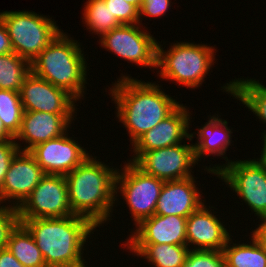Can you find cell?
<instances>
[{"label": "cell", "instance_id": "277c9868", "mask_svg": "<svg viewBox=\"0 0 266 267\" xmlns=\"http://www.w3.org/2000/svg\"><path fill=\"white\" fill-rule=\"evenodd\" d=\"M62 31L32 62L31 72L68 91L78 101L84 98L87 62L81 43Z\"/></svg>", "mask_w": 266, "mask_h": 267}, {"label": "cell", "instance_id": "603a6c76", "mask_svg": "<svg viewBox=\"0 0 266 267\" xmlns=\"http://www.w3.org/2000/svg\"><path fill=\"white\" fill-rule=\"evenodd\" d=\"M7 248L24 267H47L31 233L22 223L12 232Z\"/></svg>", "mask_w": 266, "mask_h": 267}, {"label": "cell", "instance_id": "836d02e7", "mask_svg": "<svg viewBox=\"0 0 266 267\" xmlns=\"http://www.w3.org/2000/svg\"><path fill=\"white\" fill-rule=\"evenodd\" d=\"M259 221H262V222L261 224L257 226L256 229H254L251 232V237L255 239V241L259 244V246L266 253V217L263 219H260Z\"/></svg>", "mask_w": 266, "mask_h": 267}, {"label": "cell", "instance_id": "83f0119b", "mask_svg": "<svg viewBox=\"0 0 266 267\" xmlns=\"http://www.w3.org/2000/svg\"><path fill=\"white\" fill-rule=\"evenodd\" d=\"M8 204L0 203V249L7 248L12 232L21 223L18 208Z\"/></svg>", "mask_w": 266, "mask_h": 267}, {"label": "cell", "instance_id": "9a60e30c", "mask_svg": "<svg viewBox=\"0 0 266 267\" xmlns=\"http://www.w3.org/2000/svg\"><path fill=\"white\" fill-rule=\"evenodd\" d=\"M45 176L29 151L19 150L11 160L0 191V203L19 207ZM13 204V205H12Z\"/></svg>", "mask_w": 266, "mask_h": 267}, {"label": "cell", "instance_id": "d6986e66", "mask_svg": "<svg viewBox=\"0 0 266 267\" xmlns=\"http://www.w3.org/2000/svg\"><path fill=\"white\" fill-rule=\"evenodd\" d=\"M195 178L191 176L180 180L165 181L154 214L187 218L196 211L205 200L201 198L203 197L200 194L202 191L197 187Z\"/></svg>", "mask_w": 266, "mask_h": 267}, {"label": "cell", "instance_id": "44dd1931", "mask_svg": "<svg viewBox=\"0 0 266 267\" xmlns=\"http://www.w3.org/2000/svg\"><path fill=\"white\" fill-rule=\"evenodd\" d=\"M237 100H240L249 111L253 112L258 119L266 124V86L254 78H235L234 81L221 87ZM262 138L266 139V131L262 132Z\"/></svg>", "mask_w": 266, "mask_h": 267}, {"label": "cell", "instance_id": "8d00e7d4", "mask_svg": "<svg viewBox=\"0 0 266 267\" xmlns=\"http://www.w3.org/2000/svg\"><path fill=\"white\" fill-rule=\"evenodd\" d=\"M263 140V148L261 151V155L259 157V159L257 158V160L262 164V166L265 168L266 170V139H262Z\"/></svg>", "mask_w": 266, "mask_h": 267}, {"label": "cell", "instance_id": "e575fe53", "mask_svg": "<svg viewBox=\"0 0 266 267\" xmlns=\"http://www.w3.org/2000/svg\"><path fill=\"white\" fill-rule=\"evenodd\" d=\"M0 267H24L8 248L0 249Z\"/></svg>", "mask_w": 266, "mask_h": 267}, {"label": "cell", "instance_id": "d4e9b609", "mask_svg": "<svg viewBox=\"0 0 266 267\" xmlns=\"http://www.w3.org/2000/svg\"><path fill=\"white\" fill-rule=\"evenodd\" d=\"M31 73V63L15 52L0 55V89L19 92Z\"/></svg>", "mask_w": 266, "mask_h": 267}, {"label": "cell", "instance_id": "30bf717a", "mask_svg": "<svg viewBox=\"0 0 266 267\" xmlns=\"http://www.w3.org/2000/svg\"><path fill=\"white\" fill-rule=\"evenodd\" d=\"M20 219L63 218L73 216L64 175L45 174L18 207Z\"/></svg>", "mask_w": 266, "mask_h": 267}, {"label": "cell", "instance_id": "7402d4cb", "mask_svg": "<svg viewBox=\"0 0 266 267\" xmlns=\"http://www.w3.org/2000/svg\"><path fill=\"white\" fill-rule=\"evenodd\" d=\"M123 248L143 257L153 267H185L186 259L190 251L187 245L174 244H122ZM136 254V255H135Z\"/></svg>", "mask_w": 266, "mask_h": 267}, {"label": "cell", "instance_id": "cb8c5ba5", "mask_svg": "<svg viewBox=\"0 0 266 267\" xmlns=\"http://www.w3.org/2000/svg\"><path fill=\"white\" fill-rule=\"evenodd\" d=\"M231 240L232 237L222 250L226 267H266V253L253 237L252 242L242 244H234Z\"/></svg>", "mask_w": 266, "mask_h": 267}, {"label": "cell", "instance_id": "f1b7e54d", "mask_svg": "<svg viewBox=\"0 0 266 267\" xmlns=\"http://www.w3.org/2000/svg\"><path fill=\"white\" fill-rule=\"evenodd\" d=\"M185 267H226L222 251L190 250Z\"/></svg>", "mask_w": 266, "mask_h": 267}, {"label": "cell", "instance_id": "4316f807", "mask_svg": "<svg viewBox=\"0 0 266 267\" xmlns=\"http://www.w3.org/2000/svg\"><path fill=\"white\" fill-rule=\"evenodd\" d=\"M23 114L19 92L0 89V119L14 137L20 130Z\"/></svg>", "mask_w": 266, "mask_h": 267}, {"label": "cell", "instance_id": "7a4b0ae2", "mask_svg": "<svg viewBox=\"0 0 266 267\" xmlns=\"http://www.w3.org/2000/svg\"><path fill=\"white\" fill-rule=\"evenodd\" d=\"M96 158L89 155L72 172L65 175V178L73 214L87 218L99 228L105 222L111 221L119 168L106 165Z\"/></svg>", "mask_w": 266, "mask_h": 267}, {"label": "cell", "instance_id": "8fae6325", "mask_svg": "<svg viewBox=\"0 0 266 267\" xmlns=\"http://www.w3.org/2000/svg\"><path fill=\"white\" fill-rule=\"evenodd\" d=\"M134 164L145 174L165 181L180 180L192 175L198 164L193 144L179 143L144 152Z\"/></svg>", "mask_w": 266, "mask_h": 267}, {"label": "cell", "instance_id": "6da1fadb", "mask_svg": "<svg viewBox=\"0 0 266 267\" xmlns=\"http://www.w3.org/2000/svg\"><path fill=\"white\" fill-rule=\"evenodd\" d=\"M109 88L116 117L130 136L131 145L145 132L169 116L181 103L161 89L156 82H143L123 75ZM117 106V107H116Z\"/></svg>", "mask_w": 266, "mask_h": 267}, {"label": "cell", "instance_id": "484cf974", "mask_svg": "<svg viewBox=\"0 0 266 267\" xmlns=\"http://www.w3.org/2000/svg\"><path fill=\"white\" fill-rule=\"evenodd\" d=\"M83 9V20L89 32L99 38L121 24L111 13L109 5L104 0H88Z\"/></svg>", "mask_w": 266, "mask_h": 267}, {"label": "cell", "instance_id": "8992f818", "mask_svg": "<svg viewBox=\"0 0 266 267\" xmlns=\"http://www.w3.org/2000/svg\"><path fill=\"white\" fill-rule=\"evenodd\" d=\"M13 52L30 63L63 31L56 21L33 11L0 12Z\"/></svg>", "mask_w": 266, "mask_h": 267}, {"label": "cell", "instance_id": "3957f363", "mask_svg": "<svg viewBox=\"0 0 266 267\" xmlns=\"http://www.w3.org/2000/svg\"><path fill=\"white\" fill-rule=\"evenodd\" d=\"M20 220L31 233L47 267H87L84 246L97 230L90 220L78 215Z\"/></svg>", "mask_w": 266, "mask_h": 267}, {"label": "cell", "instance_id": "9c48e42d", "mask_svg": "<svg viewBox=\"0 0 266 267\" xmlns=\"http://www.w3.org/2000/svg\"><path fill=\"white\" fill-rule=\"evenodd\" d=\"M140 24L120 25L99 38L101 48L139 67L156 69L157 39Z\"/></svg>", "mask_w": 266, "mask_h": 267}, {"label": "cell", "instance_id": "ffe728a7", "mask_svg": "<svg viewBox=\"0 0 266 267\" xmlns=\"http://www.w3.org/2000/svg\"><path fill=\"white\" fill-rule=\"evenodd\" d=\"M210 117L205 125L197 128V133H190V137L193 139L194 136H197V142L193 145L195 150V159L200 161L202 157L215 155L225 158L226 163H230L232 160L224 156L229 145L232 142L231 133L232 129L228 127V122L222 118L220 115H208ZM194 133L196 135H194ZM205 155V156H204ZM200 159V160H199Z\"/></svg>", "mask_w": 266, "mask_h": 267}, {"label": "cell", "instance_id": "e0dca14e", "mask_svg": "<svg viewBox=\"0 0 266 267\" xmlns=\"http://www.w3.org/2000/svg\"><path fill=\"white\" fill-rule=\"evenodd\" d=\"M76 114H51L37 111H24L21 127L14 137L16 142L20 140L24 143L21 151H30L36 145L58 138L71 126ZM68 128V129H67Z\"/></svg>", "mask_w": 266, "mask_h": 267}, {"label": "cell", "instance_id": "ac0fdd59", "mask_svg": "<svg viewBox=\"0 0 266 267\" xmlns=\"http://www.w3.org/2000/svg\"><path fill=\"white\" fill-rule=\"evenodd\" d=\"M186 223V217L154 214L135 226V231L133 230L124 243L187 245Z\"/></svg>", "mask_w": 266, "mask_h": 267}, {"label": "cell", "instance_id": "5b68a950", "mask_svg": "<svg viewBox=\"0 0 266 267\" xmlns=\"http://www.w3.org/2000/svg\"><path fill=\"white\" fill-rule=\"evenodd\" d=\"M176 42L168 50L157 43L156 70L161 68L159 77L190 89L200 87L215 63L216 49L207 44Z\"/></svg>", "mask_w": 266, "mask_h": 267}, {"label": "cell", "instance_id": "1f68e13d", "mask_svg": "<svg viewBox=\"0 0 266 267\" xmlns=\"http://www.w3.org/2000/svg\"><path fill=\"white\" fill-rule=\"evenodd\" d=\"M171 3V0H142L141 8L139 9V24L142 25V16L157 18L166 15Z\"/></svg>", "mask_w": 266, "mask_h": 267}, {"label": "cell", "instance_id": "5bb4252c", "mask_svg": "<svg viewBox=\"0 0 266 267\" xmlns=\"http://www.w3.org/2000/svg\"><path fill=\"white\" fill-rule=\"evenodd\" d=\"M77 142L65 133L58 138L36 145L29 152L45 174L65 176L90 155Z\"/></svg>", "mask_w": 266, "mask_h": 267}, {"label": "cell", "instance_id": "f546056e", "mask_svg": "<svg viewBox=\"0 0 266 267\" xmlns=\"http://www.w3.org/2000/svg\"><path fill=\"white\" fill-rule=\"evenodd\" d=\"M121 25L139 24V9L124 0H104Z\"/></svg>", "mask_w": 266, "mask_h": 267}, {"label": "cell", "instance_id": "7c38bea8", "mask_svg": "<svg viewBox=\"0 0 266 267\" xmlns=\"http://www.w3.org/2000/svg\"><path fill=\"white\" fill-rule=\"evenodd\" d=\"M24 111L51 114H76L78 101L68 91L54 86L32 72L23 81L19 91Z\"/></svg>", "mask_w": 266, "mask_h": 267}, {"label": "cell", "instance_id": "d6a6232c", "mask_svg": "<svg viewBox=\"0 0 266 267\" xmlns=\"http://www.w3.org/2000/svg\"><path fill=\"white\" fill-rule=\"evenodd\" d=\"M13 48L11 45V40L7 31V28L0 17V55L7 53H12Z\"/></svg>", "mask_w": 266, "mask_h": 267}, {"label": "cell", "instance_id": "52a82bcc", "mask_svg": "<svg viewBox=\"0 0 266 267\" xmlns=\"http://www.w3.org/2000/svg\"><path fill=\"white\" fill-rule=\"evenodd\" d=\"M204 171L217 175L259 219L266 217V170L255 159L232 160L228 164L205 166Z\"/></svg>", "mask_w": 266, "mask_h": 267}, {"label": "cell", "instance_id": "ba28073f", "mask_svg": "<svg viewBox=\"0 0 266 267\" xmlns=\"http://www.w3.org/2000/svg\"><path fill=\"white\" fill-rule=\"evenodd\" d=\"M121 169V170H120ZM116 176V201L120 193L129 207V214L137 226L142 220L154 215L164 181L145 174L133 162H125ZM120 190V191H119ZM118 196V197H117Z\"/></svg>", "mask_w": 266, "mask_h": 267}, {"label": "cell", "instance_id": "d590c367", "mask_svg": "<svg viewBox=\"0 0 266 267\" xmlns=\"http://www.w3.org/2000/svg\"><path fill=\"white\" fill-rule=\"evenodd\" d=\"M14 139V136L4 127L0 119V140Z\"/></svg>", "mask_w": 266, "mask_h": 267}, {"label": "cell", "instance_id": "4dcf8cb0", "mask_svg": "<svg viewBox=\"0 0 266 267\" xmlns=\"http://www.w3.org/2000/svg\"><path fill=\"white\" fill-rule=\"evenodd\" d=\"M14 139L0 140V191L14 155L23 147Z\"/></svg>", "mask_w": 266, "mask_h": 267}, {"label": "cell", "instance_id": "2e32d148", "mask_svg": "<svg viewBox=\"0 0 266 267\" xmlns=\"http://www.w3.org/2000/svg\"><path fill=\"white\" fill-rule=\"evenodd\" d=\"M203 203L187 217L186 242L190 250L222 251L231 234L227 227L215 216L213 206ZM213 208V209H211ZM212 210V211H211ZM194 247H192V246ZM192 247V248H191Z\"/></svg>", "mask_w": 266, "mask_h": 267}, {"label": "cell", "instance_id": "74e56055", "mask_svg": "<svg viewBox=\"0 0 266 267\" xmlns=\"http://www.w3.org/2000/svg\"><path fill=\"white\" fill-rule=\"evenodd\" d=\"M124 1H127L129 4L135 5L138 9L141 8L142 0H124Z\"/></svg>", "mask_w": 266, "mask_h": 267}, {"label": "cell", "instance_id": "4fadbf2b", "mask_svg": "<svg viewBox=\"0 0 266 267\" xmlns=\"http://www.w3.org/2000/svg\"><path fill=\"white\" fill-rule=\"evenodd\" d=\"M189 111L182 103L158 125L141 135L131 145L134 154L128 161L134 163L146 151L174 146L184 142L183 139L192 141L188 131L192 119Z\"/></svg>", "mask_w": 266, "mask_h": 267}]
</instances>
